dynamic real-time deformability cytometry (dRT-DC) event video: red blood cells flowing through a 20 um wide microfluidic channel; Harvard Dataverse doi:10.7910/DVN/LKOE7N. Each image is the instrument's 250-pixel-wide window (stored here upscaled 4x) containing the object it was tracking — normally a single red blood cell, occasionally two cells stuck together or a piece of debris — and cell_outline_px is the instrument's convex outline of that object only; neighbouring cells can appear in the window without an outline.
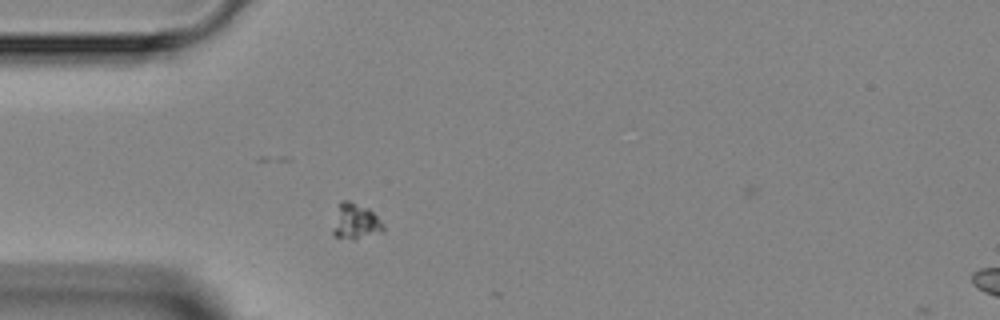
{"species": "Egyptian fruit bat (a non-hibernating species)", "species_latin": "Rousettus aegyptiacus", "temperature_condition": "room temperature", "stored_images_in_passage": 2, "segment_of_instrument_passage": [1, 2], "camera_frame_rate_fps": 3000, "um_per_image_px": 0.085, "animal": {"sex": "female"}, "frame": {"image": 1, "passage_image": 1, "time_ms": 0.0, "image_size_px": [1000, 320], "cell_outline_px": [[384, 232], [352, 240], [332, 236], [332, 232], [340, 200], [348, 200], [368, 208], [384, 224]], "centroid_in_image_um": [30.23, 18.85], "position_along_channel_um": 54.8, "area_um2": 10.46}}